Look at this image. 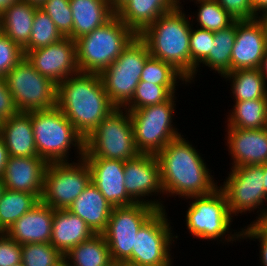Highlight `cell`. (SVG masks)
Here are the masks:
<instances>
[{"label": "cell", "instance_id": "6da1fadb", "mask_svg": "<svg viewBox=\"0 0 267 266\" xmlns=\"http://www.w3.org/2000/svg\"><path fill=\"white\" fill-rule=\"evenodd\" d=\"M181 135L170 141L156 155L160 164L164 194L184 200L212 193L218 188L203 155ZM211 170V171H210ZM216 182V183H215Z\"/></svg>", "mask_w": 267, "mask_h": 266}, {"label": "cell", "instance_id": "7a4b0ae2", "mask_svg": "<svg viewBox=\"0 0 267 266\" xmlns=\"http://www.w3.org/2000/svg\"><path fill=\"white\" fill-rule=\"evenodd\" d=\"M56 106L84 139L116 108L100 74L81 71L57 84Z\"/></svg>", "mask_w": 267, "mask_h": 266}, {"label": "cell", "instance_id": "3957f363", "mask_svg": "<svg viewBox=\"0 0 267 266\" xmlns=\"http://www.w3.org/2000/svg\"><path fill=\"white\" fill-rule=\"evenodd\" d=\"M182 8L183 4L161 15L139 36L146 42L150 56L172 64L191 84L196 71L190 62L192 21Z\"/></svg>", "mask_w": 267, "mask_h": 266}, {"label": "cell", "instance_id": "277c9868", "mask_svg": "<svg viewBox=\"0 0 267 266\" xmlns=\"http://www.w3.org/2000/svg\"><path fill=\"white\" fill-rule=\"evenodd\" d=\"M31 123L39 157L48 163L70 162L69 153L73 146L78 155L76 158H83L85 139L57 106L31 112Z\"/></svg>", "mask_w": 267, "mask_h": 266}, {"label": "cell", "instance_id": "5b68a950", "mask_svg": "<svg viewBox=\"0 0 267 266\" xmlns=\"http://www.w3.org/2000/svg\"><path fill=\"white\" fill-rule=\"evenodd\" d=\"M136 34L116 15L91 33L75 40L79 71L101 74Z\"/></svg>", "mask_w": 267, "mask_h": 266}, {"label": "cell", "instance_id": "8992f818", "mask_svg": "<svg viewBox=\"0 0 267 266\" xmlns=\"http://www.w3.org/2000/svg\"><path fill=\"white\" fill-rule=\"evenodd\" d=\"M188 199L192 201H189L186 211L185 225L191 236L203 241H216L220 238L219 241L223 244L241 241L240 230L232 229L234 233L231 234L234 217L229 212L226 194L220 187L210 194Z\"/></svg>", "mask_w": 267, "mask_h": 266}, {"label": "cell", "instance_id": "52a82bcc", "mask_svg": "<svg viewBox=\"0 0 267 266\" xmlns=\"http://www.w3.org/2000/svg\"><path fill=\"white\" fill-rule=\"evenodd\" d=\"M139 154L130 113L125 108L113 109L84 142L83 158L127 161Z\"/></svg>", "mask_w": 267, "mask_h": 266}, {"label": "cell", "instance_id": "ba28073f", "mask_svg": "<svg viewBox=\"0 0 267 266\" xmlns=\"http://www.w3.org/2000/svg\"><path fill=\"white\" fill-rule=\"evenodd\" d=\"M175 95L161 104L127 109L131 117L135 144L140 153L156 155L170 141L181 136L173 123L177 102Z\"/></svg>", "mask_w": 267, "mask_h": 266}, {"label": "cell", "instance_id": "9c48e42d", "mask_svg": "<svg viewBox=\"0 0 267 266\" xmlns=\"http://www.w3.org/2000/svg\"><path fill=\"white\" fill-rule=\"evenodd\" d=\"M149 57L146 42L136 35L120 56L100 74L108 98L115 107L123 108L132 99Z\"/></svg>", "mask_w": 267, "mask_h": 266}, {"label": "cell", "instance_id": "30bf717a", "mask_svg": "<svg viewBox=\"0 0 267 266\" xmlns=\"http://www.w3.org/2000/svg\"><path fill=\"white\" fill-rule=\"evenodd\" d=\"M167 214L166 209L157 210L140 227L135 235L132 255L126 263L135 266H173L170 251L178 235H174Z\"/></svg>", "mask_w": 267, "mask_h": 266}, {"label": "cell", "instance_id": "8fae6325", "mask_svg": "<svg viewBox=\"0 0 267 266\" xmlns=\"http://www.w3.org/2000/svg\"><path fill=\"white\" fill-rule=\"evenodd\" d=\"M4 78L20 112L29 113L56 106L57 84L37 72L26 57Z\"/></svg>", "mask_w": 267, "mask_h": 266}, {"label": "cell", "instance_id": "7c38bea8", "mask_svg": "<svg viewBox=\"0 0 267 266\" xmlns=\"http://www.w3.org/2000/svg\"><path fill=\"white\" fill-rule=\"evenodd\" d=\"M49 163L41 201L53 209H68L91 182L90 168L82 158Z\"/></svg>", "mask_w": 267, "mask_h": 266}, {"label": "cell", "instance_id": "4fadbf2b", "mask_svg": "<svg viewBox=\"0 0 267 266\" xmlns=\"http://www.w3.org/2000/svg\"><path fill=\"white\" fill-rule=\"evenodd\" d=\"M230 169L223 184H219L226 194L230 214L245 215L257 209L256 215L259 216L267 207L263 165H243Z\"/></svg>", "mask_w": 267, "mask_h": 266}, {"label": "cell", "instance_id": "5bb4252c", "mask_svg": "<svg viewBox=\"0 0 267 266\" xmlns=\"http://www.w3.org/2000/svg\"><path fill=\"white\" fill-rule=\"evenodd\" d=\"M157 210L143 203L113 207L107 227L102 233L112 262H126L131 257L135 235Z\"/></svg>", "mask_w": 267, "mask_h": 266}, {"label": "cell", "instance_id": "9a60e30c", "mask_svg": "<svg viewBox=\"0 0 267 266\" xmlns=\"http://www.w3.org/2000/svg\"><path fill=\"white\" fill-rule=\"evenodd\" d=\"M124 178L127 194L135 203L153 206L158 210L166 209L161 198H148L161 194L162 199L165 197L157 155L141 153L125 161Z\"/></svg>", "mask_w": 267, "mask_h": 266}, {"label": "cell", "instance_id": "2e32d148", "mask_svg": "<svg viewBox=\"0 0 267 266\" xmlns=\"http://www.w3.org/2000/svg\"><path fill=\"white\" fill-rule=\"evenodd\" d=\"M26 59L37 72L58 84L79 71L76 42L63 37L58 42L25 54Z\"/></svg>", "mask_w": 267, "mask_h": 266}, {"label": "cell", "instance_id": "e0dca14e", "mask_svg": "<svg viewBox=\"0 0 267 266\" xmlns=\"http://www.w3.org/2000/svg\"><path fill=\"white\" fill-rule=\"evenodd\" d=\"M267 50L265 31L258 18L236 20V37L231 51V71L259 68Z\"/></svg>", "mask_w": 267, "mask_h": 266}, {"label": "cell", "instance_id": "ac0fdd59", "mask_svg": "<svg viewBox=\"0 0 267 266\" xmlns=\"http://www.w3.org/2000/svg\"><path fill=\"white\" fill-rule=\"evenodd\" d=\"M91 173V183L113 207L130 206L135 202L125 188V161L104 158H83Z\"/></svg>", "mask_w": 267, "mask_h": 266}, {"label": "cell", "instance_id": "d6986e66", "mask_svg": "<svg viewBox=\"0 0 267 266\" xmlns=\"http://www.w3.org/2000/svg\"><path fill=\"white\" fill-rule=\"evenodd\" d=\"M48 162L39 156H9L2 177L3 185L12 191L35 195L39 200L44 190V177Z\"/></svg>", "mask_w": 267, "mask_h": 266}, {"label": "cell", "instance_id": "ffe728a7", "mask_svg": "<svg viewBox=\"0 0 267 266\" xmlns=\"http://www.w3.org/2000/svg\"><path fill=\"white\" fill-rule=\"evenodd\" d=\"M225 139L233 161L231 168L267 163V128H226Z\"/></svg>", "mask_w": 267, "mask_h": 266}, {"label": "cell", "instance_id": "44dd1931", "mask_svg": "<svg viewBox=\"0 0 267 266\" xmlns=\"http://www.w3.org/2000/svg\"><path fill=\"white\" fill-rule=\"evenodd\" d=\"M54 209L41 200L5 233L19 244L50 243Z\"/></svg>", "mask_w": 267, "mask_h": 266}, {"label": "cell", "instance_id": "7402d4cb", "mask_svg": "<svg viewBox=\"0 0 267 266\" xmlns=\"http://www.w3.org/2000/svg\"><path fill=\"white\" fill-rule=\"evenodd\" d=\"M177 6L176 0H126L115 10V15L140 35L161 15Z\"/></svg>", "mask_w": 267, "mask_h": 266}, {"label": "cell", "instance_id": "603a6c76", "mask_svg": "<svg viewBox=\"0 0 267 266\" xmlns=\"http://www.w3.org/2000/svg\"><path fill=\"white\" fill-rule=\"evenodd\" d=\"M0 136L6 145L9 156H38L31 123V112L19 111L7 120L0 122Z\"/></svg>", "mask_w": 267, "mask_h": 266}, {"label": "cell", "instance_id": "cb8c5ba5", "mask_svg": "<svg viewBox=\"0 0 267 266\" xmlns=\"http://www.w3.org/2000/svg\"><path fill=\"white\" fill-rule=\"evenodd\" d=\"M113 206L98 188L90 182L68 210L78 215L94 234H102L107 227Z\"/></svg>", "mask_w": 267, "mask_h": 266}, {"label": "cell", "instance_id": "d4e9b609", "mask_svg": "<svg viewBox=\"0 0 267 266\" xmlns=\"http://www.w3.org/2000/svg\"><path fill=\"white\" fill-rule=\"evenodd\" d=\"M93 235L92 230L78 215L68 209H54L50 244L63 256L79 243L89 240Z\"/></svg>", "mask_w": 267, "mask_h": 266}, {"label": "cell", "instance_id": "484cf974", "mask_svg": "<svg viewBox=\"0 0 267 266\" xmlns=\"http://www.w3.org/2000/svg\"><path fill=\"white\" fill-rule=\"evenodd\" d=\"M70 8L73 28L68 37L74 41L104 25L115 15L109 0H70Z\"/></svg>", "mask_w": 267, "mask_h": 266}, {"label": "cell", "instance_id": "4316f807", "mask_svg": "<svg viewBox=\"0 0 267 266\" xmlns=\"http://www.w3.org/2000/svg\"><path fill=\"white\" fill-rule=\"evenodd\" d=\"M37 8L17 0L0 14L1 31L21 48L29 42Z\"/></svg>", "mask_w": 267, "mask_h": 266}, {"label": "cell", "instance_id": "83f0119b", "mask_svg": "<svg viewBox=\"0 0 267 266\" xmlns=\"http://www.w3.org/2000/svg\"><path fill=\"white\" fill-rule=\"evenodd\" d=\"M236 37V20L228 27L214 32V40L211 42L209 55L196 67L195 77L198 70L203 66L209 67L220 77L231 71V51ZM202 64V65H201ZM199 68V69H198Z\"/></svg>", "mask_w": 267, "mask_h": 266}, {"label": "cell", "instance_id": "f1b7e54d", "mask_svg": "<svg viewBox=\"0 0 267 266\" xmlns=\"http://www.w3.org/2000/svg\"><path fill=\"white\" fill-rule=\"evenodd\" d=\"M63 258L67 266H109L112 263L108 244L102 234H94L79 243Z\"/></svg>", "mask_w": 267, "mask_h": 266}, {"label": "cell", "instance_id": "f546056e", "mask_svg": "<svg viewBox=\"0 0 267 266\" xmlns=\"http://www.w3.org/2000/svg\"><path fill=\"white\" fill-rule=\"evenodd\" d=\"M222 78L231 81L233 101L267 98V83L258 68L230 71Z\"/></svg>", "mask_w": 267, "mask_h": 266}, {"label": "cell", "instance_id": "4dcf8cb0", "mask_svg": "<svg viewBox=\"0 0 267 266\" xmlns=\"http://www.w3.org/2000/svg\"><path fill=\"white\" fill-rule=\"evenodd\" d=\"M227 113V127L239 129H263L267 125V98L234 101Z\"/></svg>", "mask_w": 267, "mask_h": 266}, {"label": "cell", "instance_id": "1f68e13d", "mask_svg": "<svg viewBox=\"0 0 267 266\" xmlns=\"http://www.w3.org/2000/svg\"><path fill=\"white\" fill-rule=\"evenodd\" d=\"M40 200L33 194L4 189L0 198V232H6Z\"/></svg>", "mask_w": 267, "mask_h": 266}, {"label": "cell", "instance_id": "d6a6232c", "mask_svg": "<svg viewBox=\"0 0 267 266\" xmlns=\"http://www.w3.org/2000/svg\"><path fill=\"white\" fill-rule=\"evenodd\" d=\"M179 80H178V79ZM140 81L150 82L156 85L165 86L173 95L180 81L185 86L189 83L186 77L172 64L150 56L143 67Z\"/></svg>", "mask_w": 267, "mask_h": 266}, {"label": "cell", "instance_id": "836d02e7", "mask_svg": "<svg viewBox=\"0 0 267 266\" xmlns=\"http://www.w3.org/2000/svg\"><path fill=\"white\" fill-rule=\"evenodd\" d=\"M198 7L195 11V27L209 30L212 32L219 31L230 26L233 19L219 4L217 0H190ZM200 26V27H199Z\"/></svg>", "mask_w": 267, "mask_h": 266}, {"label": "cell", "instance_id": "e575fe53", "mask_svg": "<svg viewBox=\"0 0 267 266\" xmlns=\"http://www.w3.org/2000/svg\"><path fill=\"white\" fill-rule=\"evenodd\" d=\"M63 37L53 20L42 9L37 8L29 42L22 48L24 55L28 51L58 42Z\"/></svg>", "mask_w": 267, "mask_h": 266}, {"label": "cell", "instance_id": "d590c367", "mask_svg": "<svg viewBox=\"0 0 267 266\" xmlns=\"http://www.w3.org/2000/svg\"><path fill=\"white\" fill-rule=\"evenodd\" d=\"M172 96L173 94L165 86L139 81L132 99L123 108L139 109L157 105L166 102Z\"/></svg>", "mask_w": 267, "mask_h": 266}, {"label": "cell", "instance_id": "8d00e7d4", "mask_svg": "<svg viewBox=\"0 0 267 266\" xmlns=\"http://www.w3.org/2000/svg\"><path fill=\"white\" fill-rule=\"evenodd\" d=\"M63 255L50 243L22 244L21 263L24 266H54Z\"/></svg>", "mask_w": 267, "mask_h": 266}, {"label": "cell", "instance_id": "74e56055", "mask_svg": "<svg viewBox=\"0 0 267 266\" xmlns=\"http://www.w3.org/2000/svg\"><path fill=\"white\" fill-rule=\"evenodd\" d=\"M39 8L53 20L64 37H68L72 33L73 16L70 0H45Z\"/></svg>", "mask_w": 267, "mask_h": 266}, {"label": "cell", "instance_id": "f35d334b", "mask_svg": "<svg viewBox=\"0 0 267 266\" xmlns=\"http://www.w3.org/2000/svg\"><path fill=\"white\" fill-rule=\"evenodd\" d=\"M192 26L190 33V62L197 67L210 53L211 42L214 40V32L196 27L194 18L190 15Z\"/></svg>", "mask_w": 267, "mask_h": 266}, {"label": "cell", "instance_id": "ab89813d", "mask_svg": "<svg viewBox=\"0 0 267 266\" xmlns=\"http://www.w3.org/2000/svg\"><path fill=\"white\" fill-rule=\"evenodd\" d=\"M24 57L23 49L0 31V77L4 78Z\"/></svg>", "mask_w": 267, "mask_h": 266}, {"label": "cell", "instance_id": "60d3db41", "mask_svg": "<svg viewBox=\"0 0 267 266\" xmlns=\"http://www.w3.org/2000/svg\"><path fill=\"white\" fill-rule=\"evenodd\" d=\"M22 244L0 232V266H15L21 263Z\"/></svg>", "mask_w": 267, "mask_h": 266}, {"label": "cell", "instance_id": "b9f144b4", "mask_svg": "<svg viewBox=\"0 0 267 266\" xmlns=\"http://www.w3.org/2000/svg\"><path fill=\"white\" fill-rule=\"evenodd\" d=\"M220 6L235 20L257 18L251 0H217Z\"/></svg>", "mask_w": 267, "mask_h": 266}, {"label": "cell", "instance_id": "7bdbcfd3", "mask_svg": "<svg viewBox=\"0 0 267 266\" xmlns=\"http://www.w3.org/2000/svg\"><path fill=\"white\" fill-rule=\"evenodd\" d=\"M241 230V240L249 239L259 242V260L261 266H267V235L262 233L252 222L244 228H239Z\"/></svg>", "mask_w": 267, "mask_h": 266}, {"label": "cell", "instance_id": "ee69618b", "mask_svg": "<svg viewBox=\"0 0 267 266\" xmlns=\"http://www.w3.org/2000/svg\"><path fill=\"white\" fill-rule=\"evenodd\" d=\"M19 112L12 93L7 87L5 78L0 77V122L7 120L10 116Z\"/></svg>", "mask_w": 267, "mask_h": 266}, {"label": "cell", "instance_id": "f6af8a7d", "mask_svg": "<svg viewBox=\"0 0 267 266\" xmlns=\"http://www.w3.org/2000/svg\"><path fill=\"white\" fill-rule=\"evenodd\" d=\"M9 159V153L6 148V145L0 136V178L3 177L5 169H6V164Z\"/></svg>", "mask_w": 267, "mask_h": 266}, {"label": "cell", "instance_id": "bcb514c9", "mask_svg": "<svg viewBox=\"0 0 267 266\" xmlns=\"http://www.w3.org/2000/svg\"><path fill=\"white\" fill-rule=\"evenodd\" d=\"M252 223L264 234L267 235V207L262 211L259 216H256V220Z\"/></svg>", "mask_w": 267, "mask_h": 266}, {"label": "cell", "instance_id": "7dc6e473", "mask_svg": "<svg viewBox=\"0 0 267 266\" xmlns=\"http://www.w3.org/2000/svg\"><path fill=\"white\" fill-rule=\"evenodd\" d=\"M251 2L257 15L267 10V0H251Z\"/></svg>", "mask_w": 267, "mask_h": 266}, {"label": "cell", "instance_id": "c3c4849f", "mask_svg": "<svg viewBox=\"0 0 267 266\" xmlns=\"http://www.w3.org/2000/svg\"><path fill=\"white\" fill-rule=\"evenodd\" d=\"M258 69L261 75L265 78V81L267 83V50L265 51V54L262 57V60H261V63Z\"/></svg>", "mask_w": 267, "mask_h": 266}, {"label": "cell", "instance_id": "681fc988", "mask_svg": "<svg viewBox=\"0 0 267 266\" xmlns=\"http://www.w3.org/2000/svg\"><path fill=\"white\" fill-rule=\"evenodd\" d=\"M257 18L261 21V23L264 27L265 38H266V42H267V10L260 13V15H258Z\"/></svg>", "mask_w": 267, "mask_h": 266}, {"label": "cell", "instance_id": "f907efd6", "mask_svg": "<svg viewBox=\"0 0 267 266\" xmlns=\"http://www.w3.org/2000/svg\"><path fill=\"white\" fill-rule=\"evenodd\" d=\"M17 0H0V14Z\"/></svg>", "mask_w": 267, "mask_h": 266}, {"label": "cell", "instance_id": "816d5d0a", "mask_svg": "<svg viewBox=\"0 0 267 266\" xmlns=\"http://www.w3.org/2000/svg\"><path fill=\"white\" fill-rule=\"evenodd\" d=\"M126 0H109L110 6L116 10Z\"/></svg>", "mask_w": 267, "mask_h": 266}, {"label": "cell", "instance_id": "f5cc1de1", "mask_svg": "<svg viewBox=\"0 0 267 266\" xmlns=\"http://www.w3.org/2000/svg\"><path fill=\"white\" fill-rule=\"evenodd\" d=\"M263 171H264V188H265V194L267 198V163L263 164Z\"/></svg>", "mask_w": 267, "mask_h": 266}, {"label": "cell", "instance_id": "db71d44e", "mask_svg": "<svg viewBox=\"0 0 267 266\" xmlns=\"http://www.w3.org/2000/svg\"><path fill=\"white\" fill-rule=\"evenodd\" d=\"M24 1H26L27 3H30L31 5L36 6L38 8L45 2V0H24Z\"/></svg>", "mask_w": 267, "mask_h": 266}, {"label": "cell", "instance_id": "11a10c76", "mask_svg": "<svg viewBox=\"0 0 267 266\" xmlns=\"http://www.w3.org/2000/svg\"><path fill=\"white\" fill-rule=\"evenodd\" d=\"M109 266H127L126 262H112Z\"/></svg>", "mask_w": 267, "mask_h": 266}, {"label": "cell", "instance_id": "9f6ffc18", "mask_svg": "<svg viewBox=\"0 0 267 266\" xmlns=\"http://www.w3.org/2000/svg\"><path fill=\"white\" fill-rule=\"evenodd\" d=\"M4 189H5V187L3 185V180H2V178H0V198H1V195H2V193L4 191Z\"/></svg>", "mask_w": 267, "mask_h": 266}, {"label": "cell", "instance_id": "6f0895ef", "mask_svg": "<svg viewBox=\"0 0 267 266\" xmlns=\"http://www.w3.org/2000/svg\"><path fill=\"white\" fill-rule=\"evenodd\" d=\"M54 266H67L65 259L63 258L58 264Z\"/></svg>", "mask_w": 267, "mask_h": 266}, {"label": "cell", "instance_id": "680465c9", "mask_svg": "<svg viewBox=\"0 0 267 266\" xmlns=\"http://www.w3.org/2000/svg\"><path fill=\"white\" fill-rule=\"evenodd\" d=\"M180 1H182V0H176L177 4H178L179 6H181V3H182V2H180Z\"/></svg>", "mask_w": 267, "mask_h": 266}, {"label": "cell", "instance_id": "91938a15", "mask_svg": "<svg viewBox=\"0 0 267 266\" xmlns=\"http://www.w3.org/2000/svg\"><path fill=\"white\" fill-rule=\"evenodd\" d=\"M15 266H24L22 263L18 264V265H15Z\"/></svg>", "mask_w": 267, "mask_h": 266}]
</instances>
